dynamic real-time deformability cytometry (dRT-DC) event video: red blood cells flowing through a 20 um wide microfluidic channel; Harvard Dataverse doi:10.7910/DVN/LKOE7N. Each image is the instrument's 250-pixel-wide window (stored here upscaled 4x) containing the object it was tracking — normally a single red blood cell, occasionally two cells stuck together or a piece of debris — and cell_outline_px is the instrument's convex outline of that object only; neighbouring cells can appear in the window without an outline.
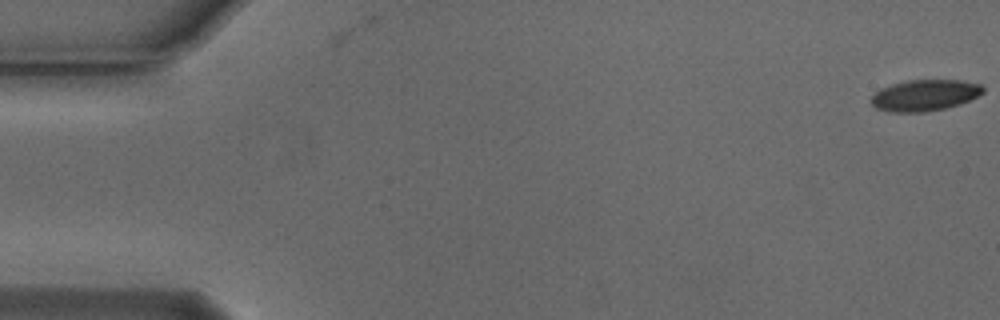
{"species": "Egyptian fruit bat (a non-hibernating species)", "species_latin": "Rousettus aegyptiacus", "temperature_condition": "cold", "stored_images_in_passage": 7, "camera_frame_rate_fps": 3000, "um_per_image_px": 0.085, "animal": {"sex": "male"}, "frame": {"image": 1, "passage_image": 1, "time_ms": 0.0, "image_size_px": [1000, 320], "cell_outline_px": [[984, 92], [960, 104], [944, 108], [924, 112], [888, 112], [876, 108], [872, 104], [872, 96], [876, 92], [892, 84], [908, 80], [960, 80], [980, 84], [984, 88]], "centroid_in_image_um": [78.61, 8.1], "position_along_channel_um": 6.4, "area_um2": 20.11}}